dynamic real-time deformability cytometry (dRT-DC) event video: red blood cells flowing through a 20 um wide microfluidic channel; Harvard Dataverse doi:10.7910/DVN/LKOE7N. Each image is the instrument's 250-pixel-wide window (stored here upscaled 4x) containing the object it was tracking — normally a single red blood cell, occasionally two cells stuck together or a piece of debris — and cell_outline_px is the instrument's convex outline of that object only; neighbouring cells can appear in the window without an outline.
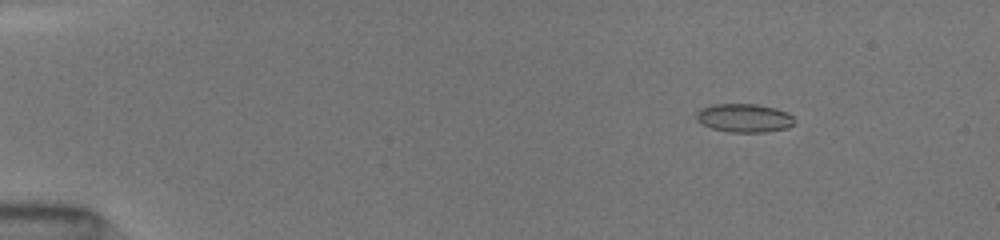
{"species": "common noctule bat (a hibernating species)", "species_latin": "Nyctalus noctula", "temperature_condition": "room temperature", "stored_images_in_passage": 15, "camera_frame_rate_fps": 3000, "um_per_image_px": 0.085, "animal": {"sex": "female", "body_mass_g": 19.5, "forearm_length_mm": 54.1}, "frame": {"image": 1, "passage_image": 1, "time_ms": 0.0, "image_size_px": [1000, 240], "cell_outline_px": [[796, 124], [788, 128], [764, 132], [728, 132], [712, 128], [700, 124], [696, 120], [696, 112], [700, 108], [712, 104], [756, 104], [776, 108], [788, 112], [796, 120]], "centroid_in_image_um": [63.26, 10.03], "position_along_channel_um": 21.7, "area_um2": 16.65}}
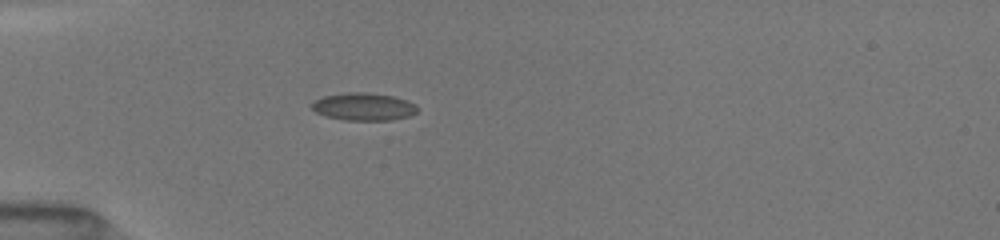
{"frame": {"image": 2, "passage_image": 13, "time_ms": 3.0, "image_size_px": [1000, 240], "cell_outline_px": [[416, 112], [408, 116], [392, 120], [344, 120], [324, 116], [316, 112], [312, 108], [312, 104], [316, 100], [324, 96], [348, 92], [364, 92], [392, 96], [416, 104]], "centroid_in_image_um": [30.88, 9.07], "position_along_channel_um": 54.1, "area_um2": 16.76}}